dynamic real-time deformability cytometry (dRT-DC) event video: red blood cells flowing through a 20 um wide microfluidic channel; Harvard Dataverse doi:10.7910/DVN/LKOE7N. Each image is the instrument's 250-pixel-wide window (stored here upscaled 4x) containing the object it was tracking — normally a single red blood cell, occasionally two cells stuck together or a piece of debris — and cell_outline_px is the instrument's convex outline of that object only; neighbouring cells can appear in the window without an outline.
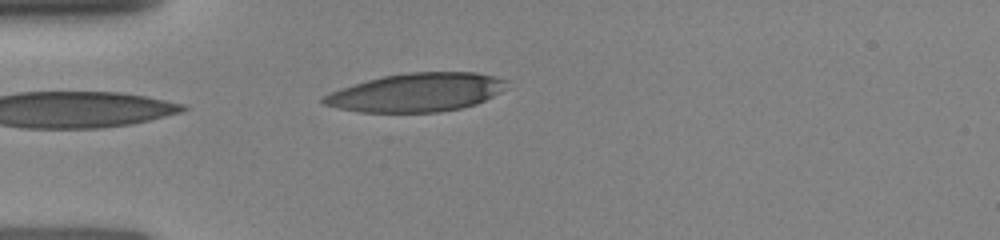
{"species": "human", "species_latin": "Homo sapiens", "temperature_condition": "room temperature", "stored_images_in_passage": 1, "camera_frame_rate_fps": 3000, "um_per_image_px": 0.085, "donor": {"sex": "female"}, "frame": {"image": 1, "passage_image": 1, "time_ms": 0.0, "image_size_px": [1000, 240], "cell_outline_px": [[508, 88], [476, 104], [460, 108], [440, 112], [360, 112], [320, 104], [320, 96], [340, 88], [368, 80], [384, 76], [408, 72], [476, 72], [508, 80]], "centroid_in_image_um": [35.39, 7.86], "position_along_channel_um": 49.6, "area_um2": 41.21}}